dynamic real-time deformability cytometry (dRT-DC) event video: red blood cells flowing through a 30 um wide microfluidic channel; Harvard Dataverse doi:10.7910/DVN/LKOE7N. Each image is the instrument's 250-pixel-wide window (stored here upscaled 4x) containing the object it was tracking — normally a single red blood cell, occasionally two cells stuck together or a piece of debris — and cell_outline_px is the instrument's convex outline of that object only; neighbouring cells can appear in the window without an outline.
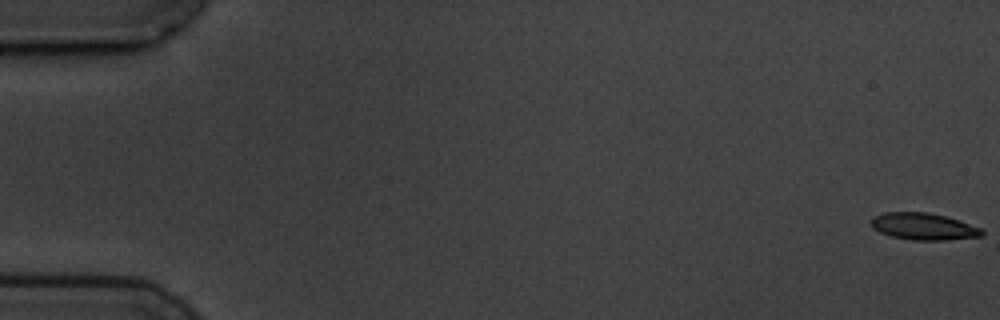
{"species": "common noctule bat (a hibernating species)", "species_latin": "Nyctalus noctula", "temperature_condition": "cold", "stored_images_in_passage": 6, "camera_frame_rate_fps": 3000, "um_per_image_px": 0.085, "animal": {"sex": "male", "body_mass_g": 19.5, "forearm_length_mm": 54.6}, "frame": {"image": 1, "passage_image": 1, "time_ms": 0.0, "image_size_px": [1000, 320], "cell_outline_px": [[984, 236], [944, 240], [912, 240], [892, 236], [880, 232], [872, 228], [872, 216], [884, 212], [928, 212], [944, 216], [980, 228], [984, 232]], "centroid_in_image_um": [78.47, 19.25], "position_along_channel_um": 6.5, "area_um2": 17.17}}
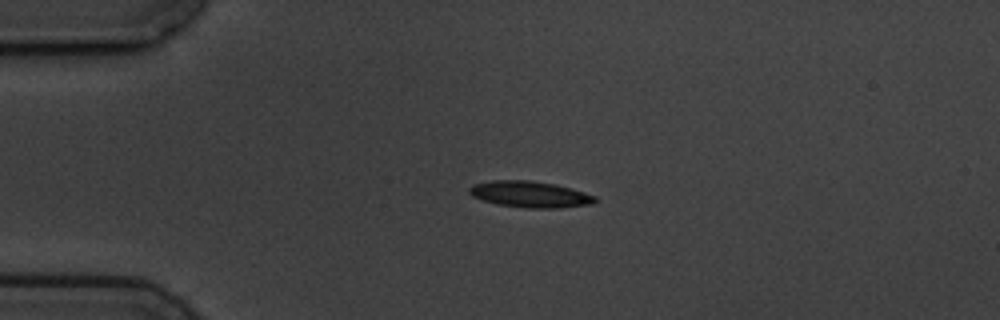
{"frame": {"image": 2, "passage_image": 4, "time_ms": 4.333, "image_size_px": [1000, 320], "cell_outline_px": [[600, 200], [592, 204], [560, 208], [524, 208], [496, 204], [472, 196], [468, 192], [468, 188], [472, 184], [492, 180], [528, 180], [556, 184], [584, 192], [596, 196]], "centroid_in_image_um": [45.06, 16.52], "position_along_channel_um": 39.9, "area_um2": 19.48}}